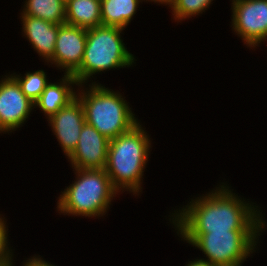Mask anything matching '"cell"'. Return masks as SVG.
I'll return each instance as SVG.
<instances>
[{
  "mask_svg": "<svg viewBox=\"0 0 267 266\" xmlns=\"http://www.w3.org/2000/svg\"><path fill=\"white\" fill-rule=\"evenodd\" d=\"M216 184L170 210L167 223L174 232L258 231V204L235 193L225 180Z\"/></svg>",
  "mask_w": 267,
  "mask_h": 266,
  "instance_id": "obj_1",
  "label": "cell"
},
{
  "mask_svg": "<svg viewBox=\"0 0 267 266\" xmlns=\"http://www.w3.org/2000/svg\"><path fill=\"white\" fill-rule=\"evenodd\" d=\"M140 121L129 131L109 140L105 167L114 188L134 197L143 192V177L152 149V138Z\"/></svg>",
  "mask_w": 267,
  "mask_h": 266,
  "instance_id": "obj_2",
  "label": "cell"
},
{
  "mask_svg": "<svg viewBox=\"0 0 267 266\" xmlns=\"http://www.w3.org/2000/svg\"><path fill=\"white\" fill-rule=\"evenodd\" d=\"M75 180L60 192L56 212L74 218H103L120 193L105 169H73ZM114 199V200H113Z\"/></svg>",
  "mask_w": 267,
  "mask_h": 266,
  "instance_id": "obj_3",
  "label": "cell"
},
{
  "mask_svg": "<svg viewBox=\"0 0 267 266\" xmlns=\"http://www.w3.org/2000/svg\"><path fill=\"white\" fill-rule=\"evenodd\" d=\"M115 90L101 83H88L79 85L76 95L83 106L86 123L108 140L129 131L140 121L124 92Z\"/></svg>",
  "mask_w": 267,
  "mask_h": 266,
  "instance_id": "obj_4",
  "label": "cell"
},
{
  "mask_svg": "<svg viewBox=\"0 0 267 266\" xmlns=\"http://www.w3.org/2000/svg\"><path fill=\"white\" fill-rule=\"evenodd\" d=\"M124 30L105 25L87 29L83 60L80 68L72 75L79 85L88 82L100 83L96 75H102V72L136 66L137 57L127 49L123 42Z\"/></svg>",
  "mask_w": 267,
  "mask_h": 266,
  "instance_id": "obj_5",
  "label": "cell"
},
{
  "mask_svg": "<svg viewBox=\"0 0 267 266\" xmlns=\"http://www.w3.org/2000/svg\"><path fill=\"white\" fill-rule=\"evenodd\" d=\"M181 241L199 249V258L216 266H243L260 249L258 231L176 232Z\"/></svg>",
  "mask_w": 267,
  "mask_h": 266,
  "instance_id": "obj_6",
  "label": "cell"
},
{
  "mask_svg": "<svg viewBox=\"0 0 267 266\" xmlns=\"http://www.w3.org/2000/svg\"><path fill=\"white\" fill-rule=\"evenodd\" d=\"M232 32L249 50L267 39V0H230Z\"/></svg>",
  "mask_w": 267,
  "mask_h": 266,
  "instance_id": "obj_7",
  "label": "cell"
},
{
  "mask_svg": "<svg viewBox=\"0 0 267 266\" xmlns=\"http://www.w3.org/2000/svg\"><path fill=\"white\" fill-rule=\"evenodd\" d=\"M0 78V134L10 135L27 123L34 103L21 91L10 72ZM28 119V120H27Z\"/></svg>",
  "mask_w": 267,
  "mask_h": 266,
  "instance_id": "obj_8",
  "label": "cell"
},
{
  "mask_svg": "<svg viewBox=\"0 0 267 266\" xmlns=\"http://www.w3.org/2000/svg\"><path fill=\"white\" fill-rule=\"evenodd\" d=\"M86 40L87 29L68 24L59 25L54 55L46 65L55 67L63 74L73 75L81 66Z\"/></svg>",
  "mask_w": 267,
  "mask_h": 266,
  "instance_id": "obj_9",
  "label": "cell"
},
{
  "mask_svg": "<svg viewBox=\"0 0 267 266\" xmlns=\"http://www.w3.org/2000/svg\"><path fill=\"white\" fill-rule=\"evenodd\" d=\"M47 122L65 158H68L76 149L82 127L86 123L80 100L76 97L47 119Z\"/></svg>",
  "mask_w": 267,
  "mask_h": 266,
  "instance_id": "obj_10",
  "label": "cell"
},
{
  "mask_svg": "<svg viewBox=\"0 0 267 266\" xmlns=\"http://www.w3.org/2000/svg\"><path fill=\"white\" fill-rule=\"evenodd\" d=\"M109 140L93 126L84 124L76 149L67 158L72 169H105Z\"/></svg>",
  "mask_w": 267,
  "mask_h": 266,
  "instance_id": "obj_11",
  "label": "cell"
},
{
  "mask_svg": "<svg viewBox=\"0 0 267 266\" xmlns=\"http://www.w3.org/2000/svg\"><path fill=\"white\" fill-rule=\"evenodd\" d=\"M22 38L30 43L33 50L46 64L54 55L59 25L28 15L19 16Z\"/></svg>",
  "mask_w": 267,
  "mask_h": 266,
  "instance_id": "obj_12",
  "label": "cell"
},
{
  "mask_svg": "<svg viewBox=\"0 0 267 266\" xmlns=\"http://www.w3.org/2000/svg\"><path fill=\"white\" fill-rule=\"evenodd\" d=\"M78 87L77 80L71 74H62L61 79L56 82L50 80L39 99L34 103L35 109H39L45 119H49L76 98Z\"/></svg>",
  "mask_w": 267,
  "mask_h": 266,
  "instance_id": "obj_13",
  "label": "cell"
},
{
  "mask_svg": "<svg viewBox=\"0 0 267 266\" xmlns=\"http://www.w3.org/2000/svg\"><path fill=\"white\" fill-rule=\"evenodd\" d=\"M101 0H66L65 24L84 29L102 25Z\"/></svg>",
  "mask_w": 267,
  "mask_h": 266,
  "instance_id": "obj_14",
  "label": "cell"
},
{
  "mask_svg": "<svg viewBox=\"0 0 267 266\" xmlns=\"http://www.w3.org/2000/svg\"><path fill=\"white\" fill-rule=\"evenodd\" d=\"M140 0H101L102 25L126 29L134 19Z\"/></svg>",
  "mask_w": 267,
  "mask_h": 266,
  "instance_id": "obj_15",
  "label": "cell"
},
{
  "mask_svg": "<svg viewBox=\"0 0 267 266\" xmlns=\"http://www.w3.org/2000/svg\"><path fill=\"white\" fill-rule=\"evenodd\" d=\"M23 2L19 15L40 18L57 25L65 24L66 0H24Z\"/></svg>",
  "mask_w": 267,
  "mask_h": 266,
  "instance_id": "obj_16",
  "label": "cell"
},
{
  "mask_svg": "<svg viewBox=\"0 0 267 266\" xmlns=\"http://www.w3.org/2000/svg\"><path fill=\"white\" fill-rule=\"evenodd\" d=\"M10 75L17 81L21 91L33 103L39 99L46 85L50 82L47 76L48 74L43 69H38L33 72L26 71L24 75L13 71Z\"/></svg>",
  "mask_w": 267,
  "mask_h": 266,
  "instance_id": "obj_17",
  "label": "cell"
},
{
  "mask_svg": "<svg viewBox=\"0 0 267 266\" xmlns=\"http://www.w3.org/2000/svg\"><path fill=\"white\" fill-rule=\"evenodd\" d=\"M215 0H172L170 11L172 19L182 23L192 17L201 16Z\"/></svg>",
  "mask_w": 267,
  "mask_h": 266,
  "instance_id": "obj_18",
  "label": "cell"
},
{
  "mask_svg": "<svg viewBox=\"0 0 267 266\" xmlns=\"http://www.w3.org/2000/svg\"><path fill=\"white\" fill-rule=\"evenodd\" d=\"M7 218L0 214V266H7L14 260L15 249H12L9 239Z\"/></svg>",
  "mask_w": 267,
  "mask_h": 266,
  "instance_id": "obj_19",
  "label": "cell"
},
{
  "mask_svg": "<svg viewBox=\"0 0 267 266\" xmlns=\"http://www.w3.org/2000/svg\"><path fill=\"white\" fill-rule=\"evenodd\" d=\"M41 255L34 254L33 256L29 258H25L21 262V266H57L55 263H50L48 260L44 259V257Z\"/></svg>",
  "mask_w": 267,
  "mask_h": 266,
  "instance_id": "obj_20",
  "label": "cell"
},
{
  "mask_svg": "<svg viewBox=\"0 0 267 266\" xmlns=\"http://www.w3.org/2000/svg\"><path fill=\"white\" fill-rule=\"evenodd\" d=\"M265 216L263 209H261V206L258 204V244L261 242L262 233L267 230V219Z\"/></svg>",
  "mask_w": 267,
  "mask_h": 266,
  "instance_id": "obj_21",
  "label": "cell"
},
{
  "mask_svg": "<svg viewBox=\"0 0 267 266\" xmlns=\"http://www.w3.org/2000/svg\"><path fill=\"white\" fill-rule=\"evenodd\" d=\"M185 266H216L208 261L201 260L200 258H194L192 261L188 259V262L185 263Z\"/></svg>",
  "mask_w": 267,
  "mask_h": 266,
  "instance_id": "obj_22",
  "label": "cell"
},
{
  "mask_svg": "<svg viewBox=\"0 0 267 266\" xmlns=\"http://www.w3.org/2000/svg\"><path fill=\"white\" fill-rule=\"evenodd\" d=\"M141 1V4L144 2H146V3H151L152 4V2L156 5V4H158V5H163V6H168L167 8H169L170 9V7H171V3H172V0H140Z\"/></svg>",
  "mask_w": 267,
  "mask_h": 266,
  "instance_id": "obj_23",
  "label": "cell"
},
{
  "mask_svg": "<svg viewBox=\"0 0 267 266\" xmlns=\"http://www.w3.org/2000/svg\"><path fill=\"white\" fill-rule=\"evenodd\" d=\"M16 262H15V260H13L9 265H7V266H15L14 264H15Z\"/></svg>",
  "mask_w": 267,
  "mask_h": 266,
  "instance_id": "obj_24",
  "label": "cell"
},
{
  "mask_svg": "<svg viewBox=\"0 0 267 266\" xmlns=\"http://www.w3.org/2000/svg\"><path fill=\"white\" fill-rule=\"evenodd\" d=\"M266 41H267V39L265 41H262L257 47H260L261 44H265L264 42H266Z\"/></svg>",
  "mask_w": 267,
  "mask_h": 266,
  "instance_id": "obj_25",
  "label": "cell"
}]
</instances>
